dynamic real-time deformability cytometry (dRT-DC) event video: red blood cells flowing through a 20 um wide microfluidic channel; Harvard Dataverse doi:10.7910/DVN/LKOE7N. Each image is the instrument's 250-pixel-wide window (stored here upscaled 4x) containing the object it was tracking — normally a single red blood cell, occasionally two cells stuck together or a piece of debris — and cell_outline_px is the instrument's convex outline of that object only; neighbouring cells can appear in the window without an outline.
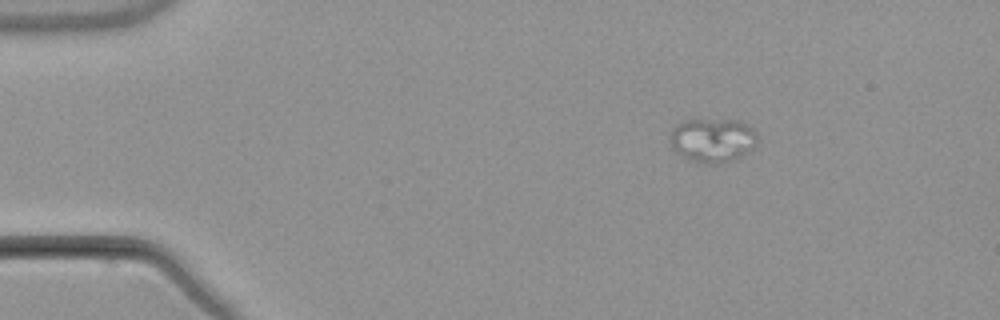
{"species": "common noctule bat (a hibernating species)", "species_latin": "Nyctalus noctula", "temperature_condition": "warm", "stored_images_in_passage": 3, "camera_frame_rate_fps": 3000, "um_per_image_px": 0.085, "animal": {"sex": "male", "body_mass_g": 21.5, "forearm_length_mm": 52.0}, "frame": {"image": 1, "passage_image": 1, "time_ms": 0.0, "image_size_px": [1000, 320], "cell_outline_px": [[756, 140], [740, 156], [728, 160], [708, 164], [684, 156], [676, 152], [672, 148], [672, 128], [676, 124], [684, 120], [736, 120], [744, 124], [756, 132]], "centroid_in_image_um": [60.51, 11.87], "position_along_channel_um": 24.5, "area_um2": 21.27}}